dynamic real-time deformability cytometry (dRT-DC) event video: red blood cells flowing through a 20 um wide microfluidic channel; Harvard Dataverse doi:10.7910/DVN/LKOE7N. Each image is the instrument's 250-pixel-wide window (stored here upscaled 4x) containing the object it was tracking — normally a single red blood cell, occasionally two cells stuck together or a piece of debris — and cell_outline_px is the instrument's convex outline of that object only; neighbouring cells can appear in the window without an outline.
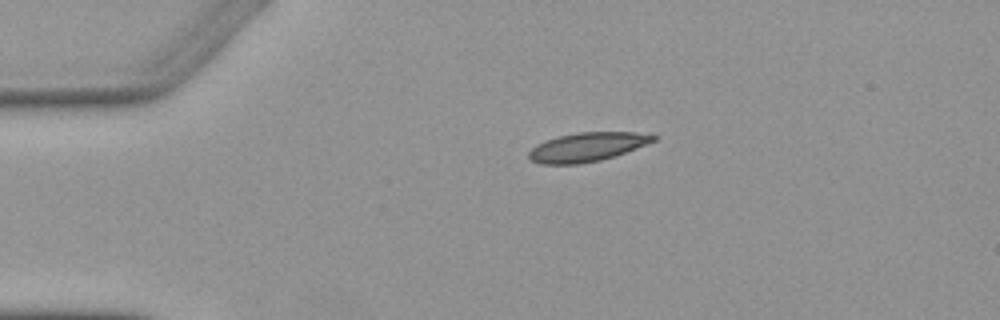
{"species": "Egyptian fruit bat (a non-hibernating species)", "species_latin": "Rousettus aegyptiacus", "temperature_condition": "warm", "stored_images_in_passage": 6, "camera_frame_rate_fps": 3000, "um_per_image_px": 0.085, "animal": {"sex": "female"}, "frame": {"image": 1, "passage_image": 6, "time_ms": 6.0, "image_size_px": [1000, 320], "cell_outline_px": [[660, 136], [656, 140], [616, 156], [600, 160], [580, 164], [540, 164], [532, 160], [528, 156], [528, 152], [536, 144], [544, 140], [556, 136], [576, 132], [636, 132]], "centroid_in_image_um": [49.89, 12.49], "position_along_channel_um": 35.1, "area_um2": 21.21}}